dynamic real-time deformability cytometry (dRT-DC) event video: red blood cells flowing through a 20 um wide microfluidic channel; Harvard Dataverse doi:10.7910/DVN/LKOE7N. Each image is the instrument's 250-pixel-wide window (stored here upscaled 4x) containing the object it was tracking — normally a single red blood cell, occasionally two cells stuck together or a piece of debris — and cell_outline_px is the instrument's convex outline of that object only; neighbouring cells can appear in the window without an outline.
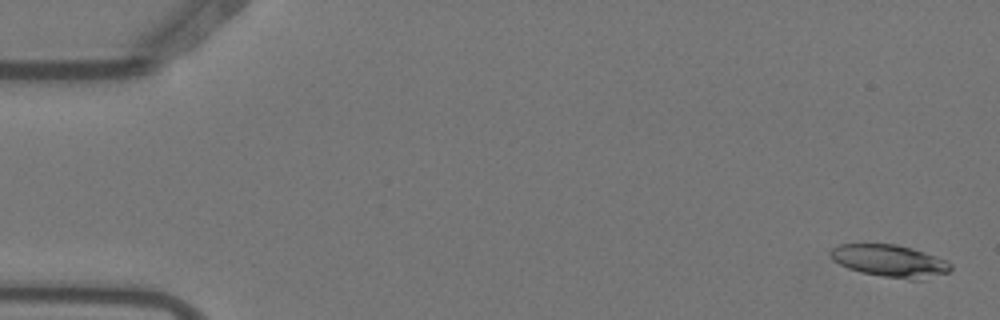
{"species": "Egyptian fruit bat (a non-hibernating species)", "species_latin": "Rousettus aegyptiacus", "temperature_condition": "warm", "stored_images_in_passage": 4, "camera_frame_rate_fps": 3000, "um_per_image_px": 0.085, "animal": {"sex": "female"}, "frame": {"image": 1, "passage_image": 1, "time_ms": 0.0, "image_size_px": [1000, 320], "cell_outline_px": [[952, 268], [948, 272], [924, 280], [908, 280], [860, 272], [848, 268], [832, 260], [828, 252], [832, 248], [840, 244], [896, 244], [912, 248], [948, 260], [952, 264]], "centroid_in_image_um": [75.66, 22.18], "position_along_channel_um": 9.3, "area_um2": 22.83}}
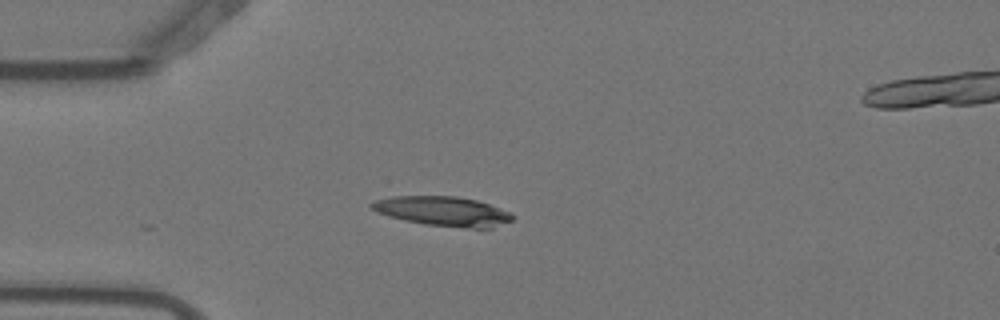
{"frame": {"image": 2, "passage_image": 4, "time_ms": 1.0, "image_size_px": [1000, 320], "cell_outline_px": [[516, 216], [512, 220], [492, 228], [472, 228], [424, 224], [404, 220], [388, 216], [372, 208], [368, 204], [372, 200], [392, 196], [456, 196], [476, 200], [488, 204], [508, 212]], "centroid_in_image_um": [37.62, 17.95], "position_along_channel_um": 47.4, "area_um2": 24.1}}